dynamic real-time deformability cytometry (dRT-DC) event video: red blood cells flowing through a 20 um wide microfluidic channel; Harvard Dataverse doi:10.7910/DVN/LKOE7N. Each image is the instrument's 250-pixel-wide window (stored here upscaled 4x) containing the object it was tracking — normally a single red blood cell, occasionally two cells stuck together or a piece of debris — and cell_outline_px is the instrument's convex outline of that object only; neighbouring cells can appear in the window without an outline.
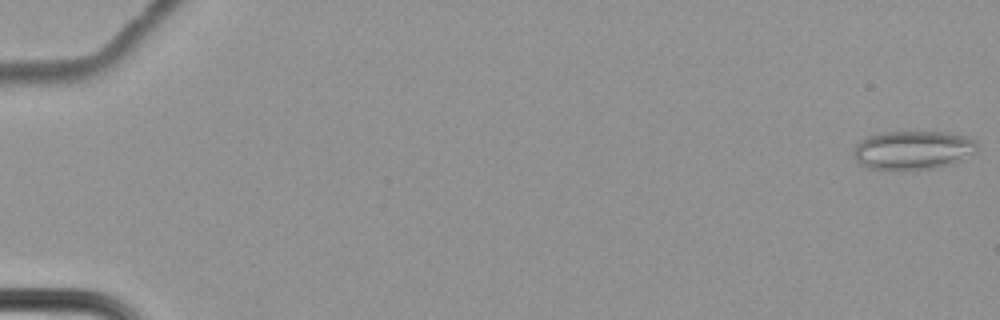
{"species": "common noctule bat (a hibernating species)", "species_latin": "Nyctalus noctula", "temperature_condition": "cold", "stored_images_in_passage": 65, "camera_frame_rate_fps": 3000, "um_per_image_px": 0.085, "animal": {"sex": "female", "body_mass_g": 22.7, "forearm_length_mm": 54.2}, "frame": {"image": 1, "passage_image": 1, "time_ms": 0.0, "image_size_px": [1000, 320], "cell_outline_px": [[976, 152], [952, 164], [912, 172], [896, 172], [868, 168], [860, 164], [856, 160], [856, 144], [860, 140], [868, 136], [884, 132], [944, 132], [968, 136], [976, 140]], "centroid_in_image_um": [77.6, 12.8], "position_along_channel_um": 7.4, "area_um2": 28.5}}
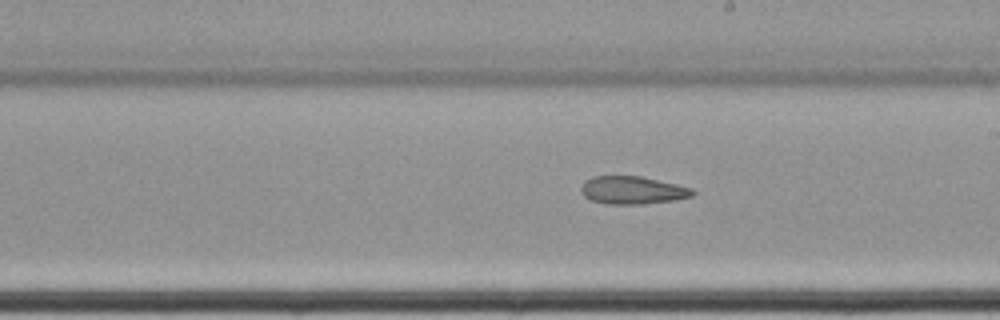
{"frame": {"image": 2, "passage_image": 40, "time_ms": 13.0, "image_size_px": [1000, 320], "cell_outline_px": [[696, 192], [692, 196], [676, 200], [644, 204], [604, 204], [592, 200], [584, 196], [580, 192], [580, 188], [584, 180], [592, 176], [640, 176], [676, 184], [692, 188]], "centroid_in_image_um": [53.74, 16.17], "position_along_channel_um": 235.3, "area_um2": 18.26}}
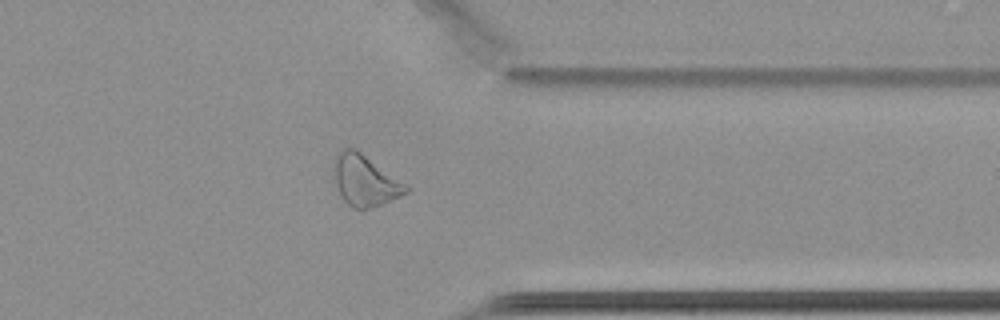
{"frame": {"image": 3, "passage_image": 53, "time_ms": 17.333, "image_size_px": [1000, 320], "cell_outline_px": [[408, 192], [400, 196], [372, 208], [352, 208], [340, 196], [332, 172], [336, 156], [344, 148], [356, 148], [404, 184], [408, 188]], "centroid_in_image_um": [30.97, 15.35], "position_along_channel_um": 380.4, "area_um2": 20.98}}